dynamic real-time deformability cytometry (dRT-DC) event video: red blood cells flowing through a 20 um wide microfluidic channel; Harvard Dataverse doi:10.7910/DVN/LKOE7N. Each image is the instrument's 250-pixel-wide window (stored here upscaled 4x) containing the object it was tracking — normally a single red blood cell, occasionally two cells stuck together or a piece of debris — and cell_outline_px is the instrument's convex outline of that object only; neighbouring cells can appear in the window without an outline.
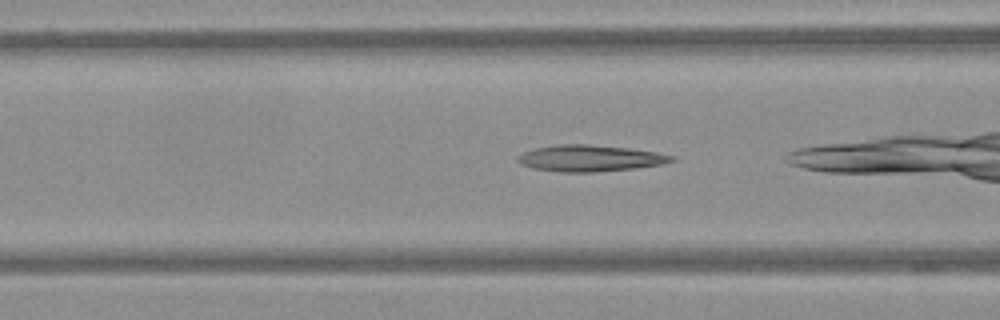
{"species": "Egyptian fruit bat (a non-hibernating species)", "species_latin": "Rousettus aegyptiacus", "temperature_condition": "warm", "stored_images_in_passage": 5, "camera_frame_rate_fps": 3000, "um_per_image_px": 0.085, "frame": {"image": 1, "passage_image": 3, "time_ms": 0.667, "image_size_px": [1000, 320], "cell_outline_px": [[676, 160], [664, 164], [636, 168], [596, 172], [560, 172], [532, 168], [520, 164], [516, 160], [516, 156], [524, 152], [536, 148], [556, 144], [588, 144], [628, 148], [656, 152], [676, 156]], "centroid_in_image_um": [50.15, 13.45], "position_along_channel_um": 116.4, "area_um2": 23.87}}